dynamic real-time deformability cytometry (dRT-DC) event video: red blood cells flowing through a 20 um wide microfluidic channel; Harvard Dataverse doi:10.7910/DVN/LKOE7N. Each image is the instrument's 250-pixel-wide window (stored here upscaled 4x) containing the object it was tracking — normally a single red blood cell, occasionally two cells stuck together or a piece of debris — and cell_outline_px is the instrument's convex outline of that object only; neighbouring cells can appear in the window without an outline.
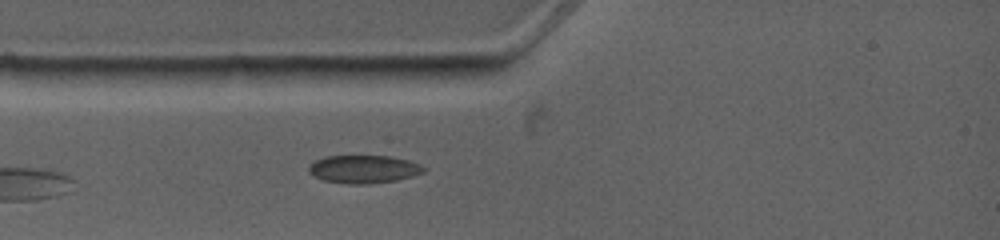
{"species": "common noctule bat (a hibernating species)", "species_latin": "Nyctalus noctula", "temperature_condition": "warm", "stored_images_in_passage": 3, "camera_frame_rate_fps": 4500, "um_per_image_px": 0.085, "animal": {"sex": "female", "body_mass_g": 19.0, "forearm_length_mm": 53.3}, "frame": {"image": 1, "passage_image": 3, "time_ms": 1.778, "image_size_px": [1000, 240], "cell_outline_px": [[424, 172], [412, 176], [396, 180], [368, 184], [352, 184], [324, 180], [308, 172], [308, 168], [316, 160], [324, 156], [388, 156], [408, 160], [420, 164], [424, 168]], "centroid_in_image_um": [30.92, 14.37], "position_along_channel_um": 54.1, "area_um2": 18.5}}